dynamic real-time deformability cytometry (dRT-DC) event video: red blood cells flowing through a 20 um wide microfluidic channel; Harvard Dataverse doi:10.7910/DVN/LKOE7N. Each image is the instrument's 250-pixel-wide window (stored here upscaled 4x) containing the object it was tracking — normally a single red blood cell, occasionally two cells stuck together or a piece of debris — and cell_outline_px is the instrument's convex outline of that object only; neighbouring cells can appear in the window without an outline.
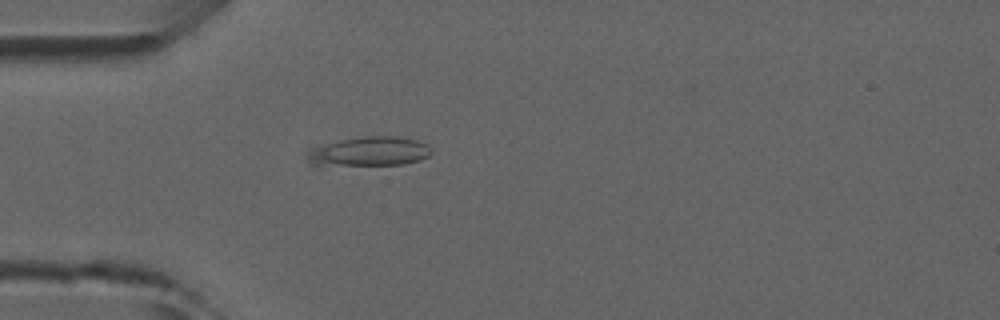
{"species": "common noctule bat (a hibernating species)", "species_latin": "Nyctalus noctula", "temperature_condition": "room temperature", "stored_images_in_passage": 6, "camera_frame_rate_fps": 3000, "um_per_image_px": 0.085, "animal": {"sex": "male", "forearm_length_mm": 52.5}, "frame": {"image": 1, "passage_image": 1, "time_ms": 0.0, "image_size_px": [1000, 320], "cell_outline_px": [[432, 152], [428, 156], [420, 160], [404, 164], [308, 164], [308, 148], [340, 140], [364, 136], [396, 136], [416, 140], [428, 144]], "centroid_in_image_um": [31.41, 12.85], "position_along_channel_um": 53.6, "area_um2": 20.87}}
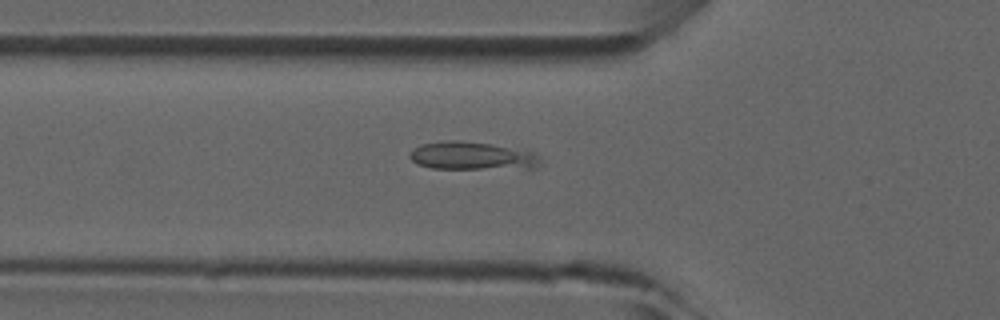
{"frame": {"image": 2, "passage_image": 4, "time_ms": 1.0, "image_size_px": [1000, 320], "cell_outline_px": [[540, 164], [536, 168], [432, 168], [416, 164], [408, 156], [408, 152], [412, 148], [420, 144], [448, 140], [460, 140], [492, 144], [532, 152], [540, 160]], "centroid_in_image_um": [40.04, 13.24], "position_along_channel_um": 85.8, "area_um2": 21.21}}